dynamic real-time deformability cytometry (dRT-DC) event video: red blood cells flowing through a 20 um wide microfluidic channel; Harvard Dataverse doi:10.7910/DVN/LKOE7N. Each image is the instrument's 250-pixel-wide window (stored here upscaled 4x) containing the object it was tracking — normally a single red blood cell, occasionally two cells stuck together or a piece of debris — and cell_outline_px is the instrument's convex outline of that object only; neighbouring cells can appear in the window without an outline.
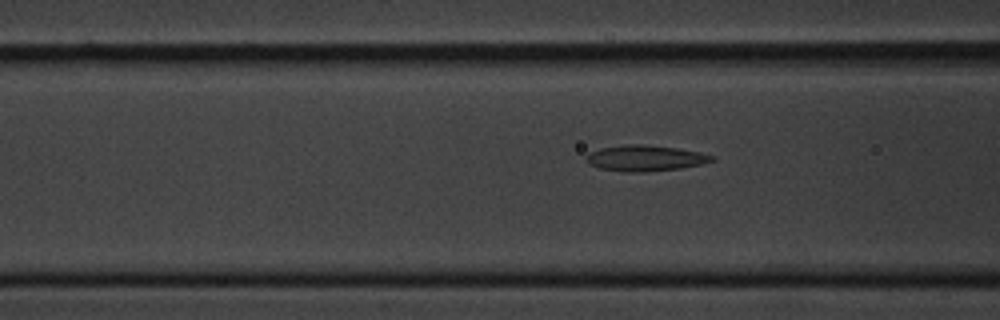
{"species": "common noctule bat (a hibernating species)", "species_latin": "Nyctalus noctula", "temperature_condition": "cold", "stored_images_in_passage": 42, "camera_frame_rate_fps": 3000, "um_per_image_px": 0.085, "animal": {"sex": "male", "body_mass_g": 20.1, "forearm_length_mm": 53.5}, "frame": {"image": 1, "passage_image": 5, "time_ms": 1.333, "image_size_px": [1000, 320], "cell_outline_px": [[716, 160], [700, 164], [680, 168], [644, 172], [624, 172], [600, 168], [588, 164], [584, 160], [584, 156], [588, 152], [600, 148], [624, 144], [640, 144], [676, 148], [700, 152], [716, 156]], "centroid_in_image_um": [54.79, 13.44], "position_along_channel_um": 111.8, "area_um2": 19.13}}
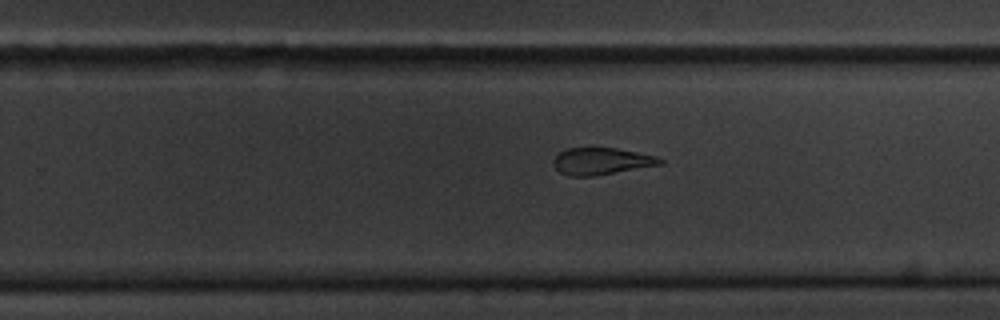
{"frame": {"image": 2, "passage_image": 20, "time_ms": 6.333, "image_size_px": [1000, 320], "cell_outline_px": [[664, 164], [592, 176], [568, 176], [560, 172], [552, 164], [552, 160], [564, 148], [616, 148], [656, 156], [664, 160]], "centroid_in_image_um": [51.1, 13.7], "position_along_channel_um": 278.7, "area_um2": 16.7}}
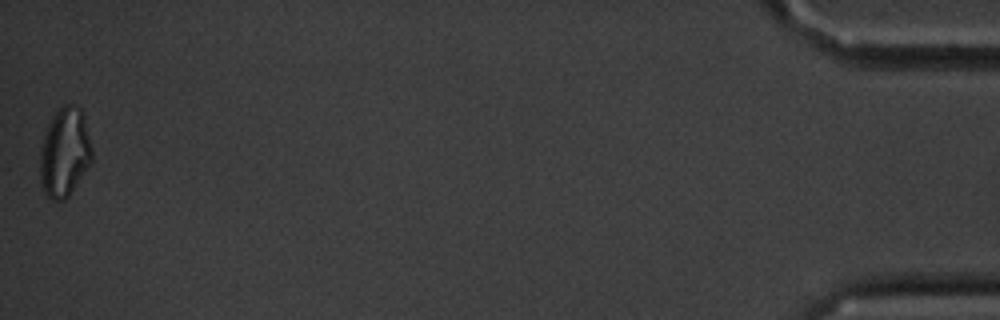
{"frame": {"image": 3, "passage_image": 42, "time_ms": 13.667, "image_size_px": [1000, 320], "cell_outline_px": [[92, 164], [68, 196], [64, 200], [52, 200], [44, 192], [40, 180], [40, 148], [48, 124], [52, 116], [64, 104], [76, 104], [84, 112], [92, 148]], "centroid_in_image_um": [5.52, 12.94], "position_along_channel_um": 429.7, "area_um2": 27.34}, "authors_computed_cell_mechanics": {"area_um2": 18.6983, "velocity_mm_per_s": 3.3402, "shape_relaxation_time_tau1_ms": 4.4534, "shape_relaxation_time_tau2_ms": 3.7502, "deformation_change_tau1": 0.1395, "deformation_change_tau2": 0.1175}}